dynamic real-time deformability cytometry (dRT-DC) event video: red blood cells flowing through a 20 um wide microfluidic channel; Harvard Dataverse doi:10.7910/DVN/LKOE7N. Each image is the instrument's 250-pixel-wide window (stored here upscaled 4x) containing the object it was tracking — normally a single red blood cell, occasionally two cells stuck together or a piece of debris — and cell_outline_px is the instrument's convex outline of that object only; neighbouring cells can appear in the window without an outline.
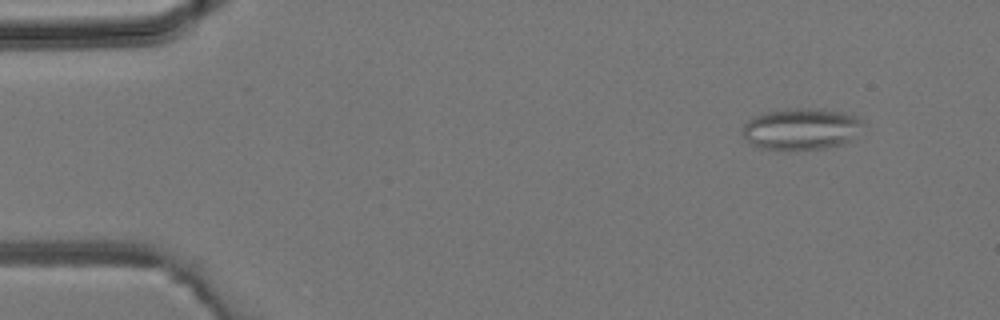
{"species": "common noctule bat (a hibernating species)", "species_latin": "Nyctalus noctula", "temperature_condition": "room temperature", "stored_images_in_passage": 41, "camera_frame_rate_fps": 3000, "um_per_image_px": 0.085, "animal": {"sex": "male", "body_mass_g": 19.2, "forearm_length_mm": 51.8}, "frame": {"image": 1, "passage_image": 4, "time_ms": 1.0, "image_size_px": [1000, 320], "cell_outline_px": [[864, 124], [852, 140], [844, 144], [824, 148], [760, 148], [752, 144], [740, 132], [744, 124], [748, 120], [764, 112], [784, 108], [820, 108], [840, 112], [856, 116]], "centroid_in_image_um": [68.1, 10.93], "position_along_channel_um": 16.9, "area_um2": 28.96}}
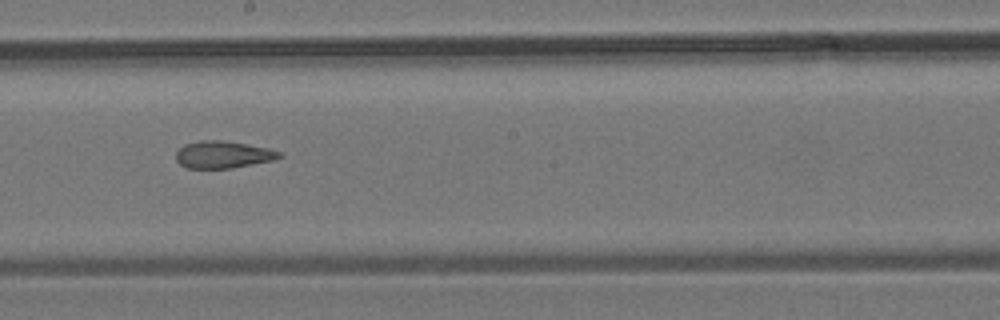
{"frame": {"image": 2, "passage_image": 23, "time_ms": 7.333, "image_size_px": [1000, 320], "cell_outline_px": [[284, 156], [272, 160], [232, 168], [188, 168], [180, 164], [176, 160], [176, 152], [184, 144], [200, 140], [224, 140], [268, 148], [280, 152]], "centroid_in_image_um": [18.94, 13.13], "position_along_channel_um": 229.3, "area_um2": 16.3}}
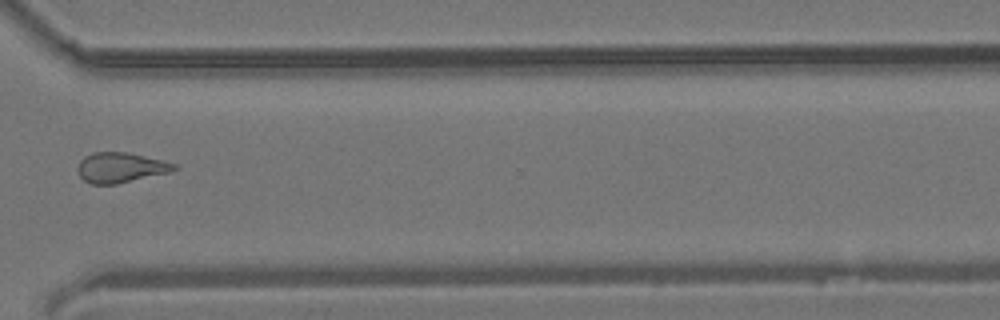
{"frame": {"image": 3, "passage_image": 31, "time_ms": 10.0, "image_size_px": [1000, 320], "cell_outline_px": [[180, 168], [172, 172], [116, 184], [92, 184], [84, 180], [80, 176], [76, 168], [80, 160], [84, 156], [92, 152], [128, 152], [164, 160], [176, 164]], "centroid_in_image_um": [10.28, 14.23], "position_along_channel_um": 360.3, "area_um2": 17.22}}